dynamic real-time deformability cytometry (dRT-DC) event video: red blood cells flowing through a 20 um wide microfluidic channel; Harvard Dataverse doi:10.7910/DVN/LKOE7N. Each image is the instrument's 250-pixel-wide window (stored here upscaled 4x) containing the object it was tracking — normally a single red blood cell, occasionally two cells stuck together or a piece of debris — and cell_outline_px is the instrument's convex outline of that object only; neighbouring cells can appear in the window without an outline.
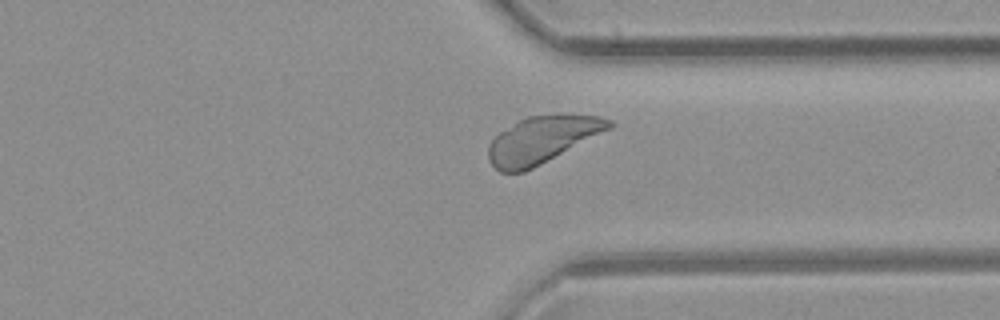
{"species": "common noctule bat (a hibernating species)", "species_latin": "Nyctalus noctula", "temperature_condition": "room temperature", "stored_images_in_passage": 38, "camera_frame_rate_fps": 3000, "um_per_image_px": 0.085, "animal": {"sex": "female", "body_mass_g": 21.9}, "frame": {"image": 1, "passage_image": 27, "time_ms": 8.667, "image_size_px": [1000, 320], "cell_outline_px": [[616, 124], [612, 128], [524, 172], [500, 172], [488, 160], [488, 144], [500, 132], [520, 120], [528, 116], [560, 112], [600, 116], [612, 120]], "centroid_in_image_um": [46.12, 11.83], "position_along_channel_um": 365.3, "area_um2": 33.18}}